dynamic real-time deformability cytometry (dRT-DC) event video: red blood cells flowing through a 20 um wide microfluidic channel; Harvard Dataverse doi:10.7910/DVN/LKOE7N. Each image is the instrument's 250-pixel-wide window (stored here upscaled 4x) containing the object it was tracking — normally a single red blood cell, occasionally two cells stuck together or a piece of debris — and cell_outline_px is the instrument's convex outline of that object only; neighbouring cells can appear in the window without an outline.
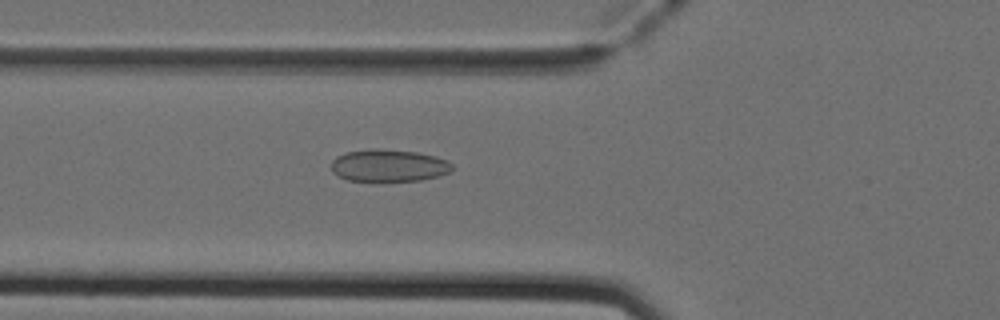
{"species": "Egyptian fruit bat (a non-hibernating species)", "species_latin": "Rousettus aegyptiacus", "temperature_condition": "cold", "stored_images_in_passage": 16, "camera_frame_rate_fps": 3000, "um_per_image_px": 0.085, "animal": {"sex": "female"}, "frame": {"image": 1, "passage_image": 3, "time_ms": 0.667, "image_size_px": [1000, 320], "cell_outline_px": [[452, 168], [448, 172], [440, 176], [420, 180], [376, 184], [348, 180], [332, 172], [332, 160], [336, 156], [348, 152], [372, 148], [376, 148], [416, 152], [436, 156], [448, 160], [452, 164]], "centroid_in_image_um": [33.03, 14.11], "position_along_channel_um": 92.8, "area_um2": 23.52}}
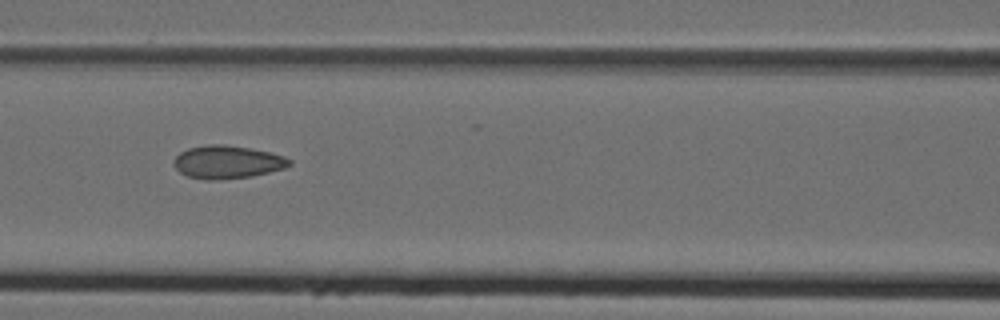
{"frame": {"image": 2, "passage_image": 7, "time_ms": 2.0, "image_size_px": [1000, 320], "cell_outline_px": [[292, 164], [284, 168], [252, 176], [216, 180], [208, 180], [188, 176], [180, 172], [172, 164], [172, 160], [180, 152], [188, 148], [208, 144], [224, 144], [248, 148], [268, 152], [284, 156], [292, 160]], "centroid_in_image_um": [19.3, 13.77], "position_along_channel_um": 147.3, "area_um2": 22.2}}
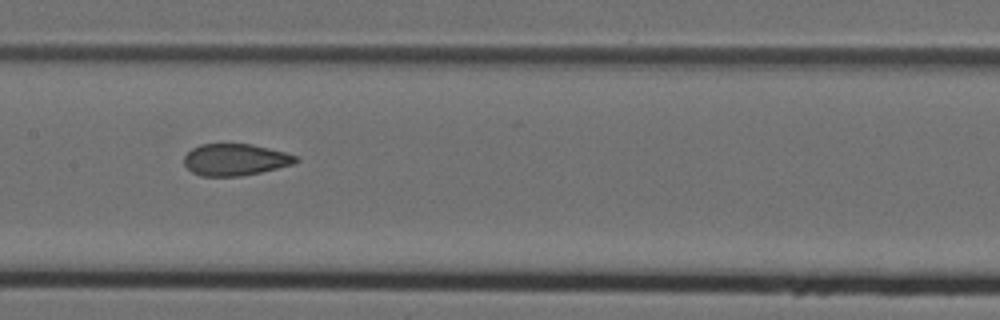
{"frame": {"image": 3, "passage_image": 10, "time_ms": 3.0, "image_size_px": [1000, 320], "cell_outline_px": [[300, 160], [292, 164], [260, 172], [240, 176], [200, 176], [192, 172], [184, 164], [184, 156], [192, 148], [200, 144], [252, 144], [284, 152], [296, 156]], "centroid_in_image_um": [19.96, 13.57], "position_along_channel_um": 187.4, "area_um2": 20.52}}